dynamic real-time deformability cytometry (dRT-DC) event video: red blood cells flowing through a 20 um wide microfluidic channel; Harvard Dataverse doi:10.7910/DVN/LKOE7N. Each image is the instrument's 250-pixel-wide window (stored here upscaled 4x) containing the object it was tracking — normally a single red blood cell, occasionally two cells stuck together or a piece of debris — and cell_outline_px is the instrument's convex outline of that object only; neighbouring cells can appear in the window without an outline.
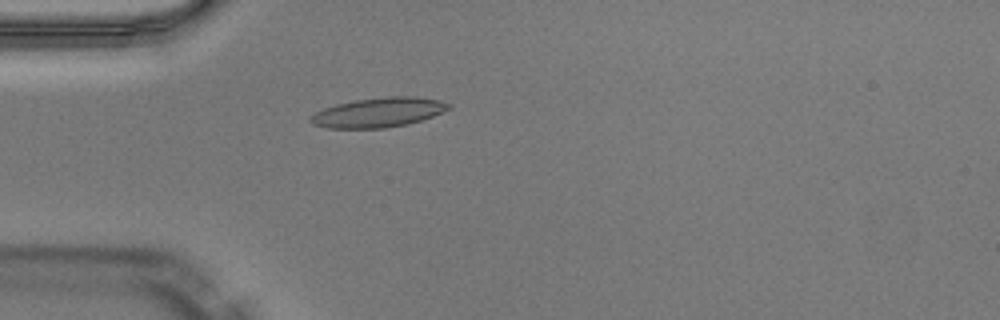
{"species": "Egyptian fruit bat (a non-hibernating species)", "species_latin": "Rousettus aegyptiacus", "temperature_condition": "warm", "stored_images_in_passage": 49, "camera_frame_rate_fps": 3000, "um_per_image_px": 0.085, "animal": {"sex": "male"}, "frame": {"image": 1, "passage_image": 14, "time_ms": 4.333, "image_size_px": [1000, 320], "cell_outline_px": [[452, 108], [444, 112], [408, 124], [384, 128], [328, 128], [312, 124], [308, 120], [316, 112], [324, 108], [336, 104], [356, 100], [388, 96], [412, 96], [440, 100], [452, 104]], "centroid_in_image_um": [32.2, 9.55], "position_along_channel_um": 52.8, "area_um2": 23.81}}
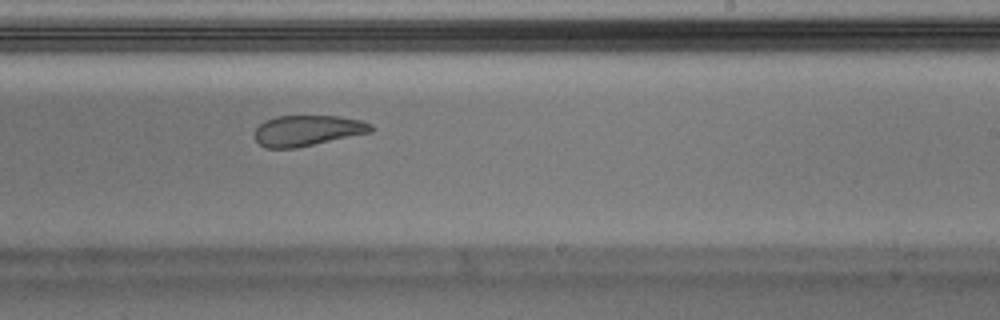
{"frame": {"image": 2, "passage_image": 30, "time_ms": 9.667, "image_size_px": [1000, 320], "cell_outline_px": [[372, 132], [296, 148], [264, 148], [252, 136], [256, 128], [264, 120], [276, 116], [340, 116], [360, 120], [372, 124]], "centroid_in_image_um": [26.09, 11.1], "position_along_channel_um": 262.9, "area_um2": 20.92}}
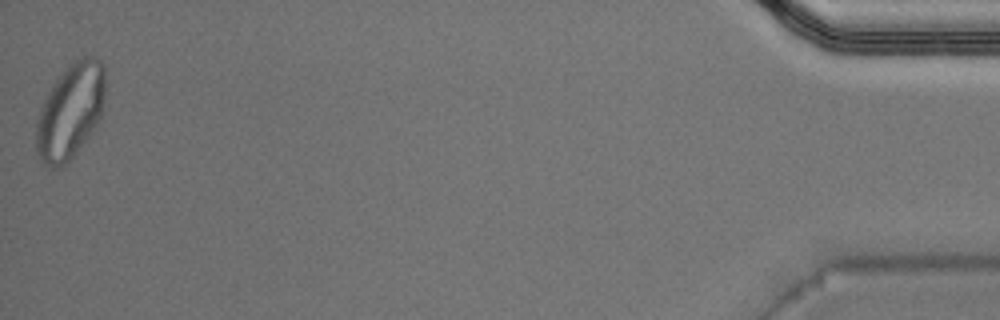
{"frame": {"image": 3, "passage_image": 49, "time_ms": 16.0, "image_size_px": [1000, 320], "cell_outline_px": [[104, 96], [100, 120], [72, 156], [64, 164], [56, 168], [52, 168], [44, 164], [36, 148], [36, 120], [40, 108], [48, 92], [56, 80], [76, 60], [88, 56], [96, 56], [104, 64]], "centroid_in_image_um": [5.98, 9.45], "position_along_channel_um": 429.2, "area_um2": 37.45}, "authors_computed_cell_mechanics": {"area_um2": 22.5998, "velocity_mm_per_s": 4.0887, "shape_relaxation_time_tau1_ms": null, "shape_relaxation_time_tau2_ms": 2.3581, "deformation_change_tau1": null, "deformation_change_tau2": 0.0922}}